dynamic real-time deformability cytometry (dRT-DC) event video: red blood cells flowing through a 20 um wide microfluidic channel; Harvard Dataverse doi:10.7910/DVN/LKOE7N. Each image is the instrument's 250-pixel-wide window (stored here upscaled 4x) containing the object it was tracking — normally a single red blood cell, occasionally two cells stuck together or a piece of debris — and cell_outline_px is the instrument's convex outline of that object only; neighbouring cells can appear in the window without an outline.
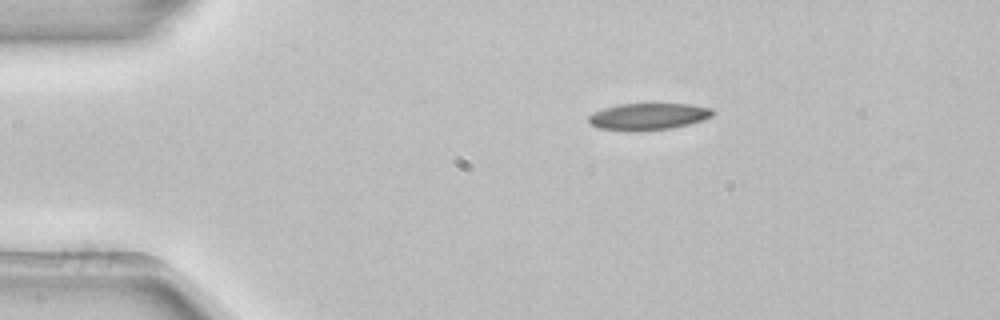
{"species": "common noctule bat (a hibernating species)", "species_latin": "Nyctalus noctula", "temperature_condition": "room temperature", "stored_images_in_passage": 3, "camera_frame_rate_fps": 3000, "um_per_image_px": 0.085, "animal": {"sex": "female", "body_mass_g": 22.7, "forearm_length_mm": 54.2}, "frame": {"image": 1, "passage_image": 1, "time_ms": 0.0, "image_size_px": [1000, 320], "cell_outline_px": [[716, 112], [712, 116], [688, 124], [672, 128], [596, 128], [588, 120], [588, 116], [592, 112], [604, 108], [620, 104], [692, 104], [712, 108]], "centroid_in_image_um": [55.16, 9.84], "position_along_channel_um": 29.8, "area_um2": 18.44}}
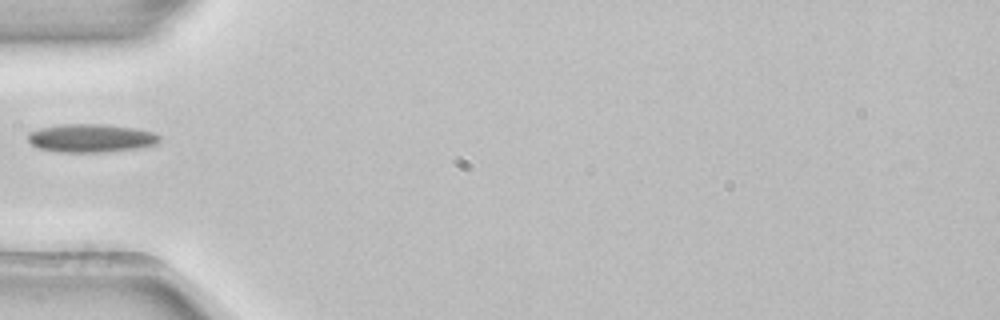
{"frame": {"image": 2, "passage_image": 3, "time_ms": 0.667, "image_size_px": [1000, 320], "cell_outline_px": [[160, 140], [156, 144], [140, 148], [104, 152], [60, 152], [36, 148], [28, 140], [28, 132], [40, 128], [64, 124], [100, 124], [136, 128], [156, 132], [160, 136]], "centroid_in_image_um": [7.75, 11.74], "position_along_channel_um": 77.2, "area_um2": 21.85}}